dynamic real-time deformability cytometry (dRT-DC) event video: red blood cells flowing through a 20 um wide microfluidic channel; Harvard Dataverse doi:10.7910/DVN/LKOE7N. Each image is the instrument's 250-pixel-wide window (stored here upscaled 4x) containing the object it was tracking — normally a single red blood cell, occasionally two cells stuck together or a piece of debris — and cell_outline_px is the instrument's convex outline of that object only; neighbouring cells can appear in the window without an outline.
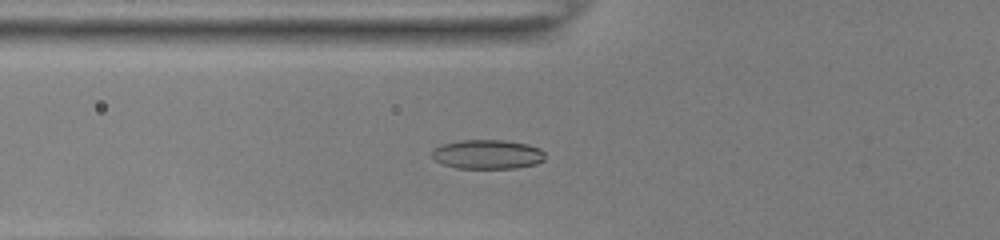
{"species": "common noctule bat (a hibernating species)", "species_latin": "Nyctalus noctula", "temperature_condition": "room temperature", "stored_images_in_passage": 43, "camera_frame_rate_fps": 3000, "um_per_image_px": 0.085, "animal": {"sex": "female", "body_mass_g": 22.0, "forearm_length_mm": 56.7}, "frame": {"image": 1, "passage_image": 11, "time_ms": 3.333, "image_size_px": [1000, 240], "cell_outline_px": [[544, 160], [536, 164], [516, 168], [456, 168], [444, 164], [436, 160], [432, 156], [432, 152], [436, 148], [444, 144], [460, 140], [504, 140], [528, 144], [540, 148], [544, 152]], "centroid_in_image_um": [41.48, 13.12], "position_along_channel_um": 84.3, "area_um2": 19.19}}
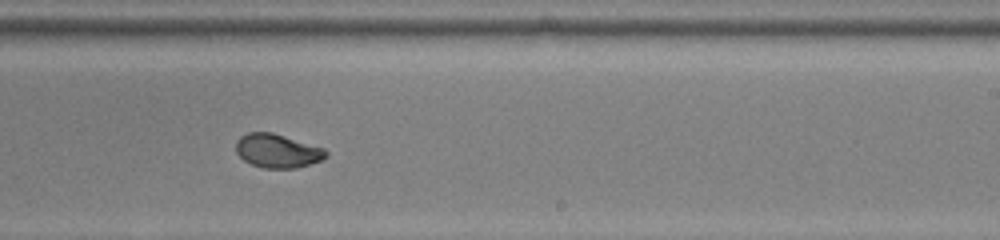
{"frame": {"image": 2, "passage_image": 25, "time_ms": 8.0, "image_size_px": [1000, 240], "cell_outline_px": [[328, 156], [320, 160], [296, 168], [264, 168], [252, 164], [244, 160], [236, 152], [236, 140], [240, 136], [248, 132], [272, 132], [324, 148], [328, 152]], "centroid_in_image_um": [23.56, 12.81], "position_along_channel_um": 265.4, "area_um2": 17.63}}
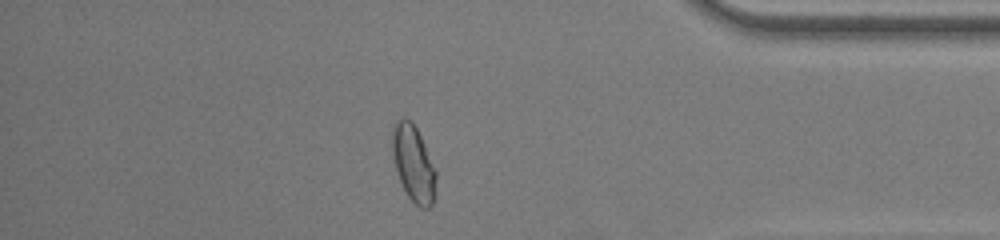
{"frame": {"image": 3, "passage_image": 37, "time_ms": 12.0, "image_size_px": [1000, 240], "cell_outline_px": [[436, 196], [432, 204], [428, 208], [420, 208], [408, 196], [400, 180], [396, 168], [392, 152], [392, 128], [396, 120], [404, 116], [412, 120], [424, 144], [436, 172]], "centroid_in_image_um": [35.15, 13.88], "position_along_channel_um": 400.1, "area_um2": 19.42}, "authors_computed_cell_mechanics": {"area_um2": 18.0914, "velocity_mm_per_s": 3.8897, "shape_relaxation_time_tau1_ms": 7.7974, "shape_relaxation_time_tau2_ms": 0.8846, "deformation_change_tau1": 0.2138, "deformation_change_tau2": 0.0474}}